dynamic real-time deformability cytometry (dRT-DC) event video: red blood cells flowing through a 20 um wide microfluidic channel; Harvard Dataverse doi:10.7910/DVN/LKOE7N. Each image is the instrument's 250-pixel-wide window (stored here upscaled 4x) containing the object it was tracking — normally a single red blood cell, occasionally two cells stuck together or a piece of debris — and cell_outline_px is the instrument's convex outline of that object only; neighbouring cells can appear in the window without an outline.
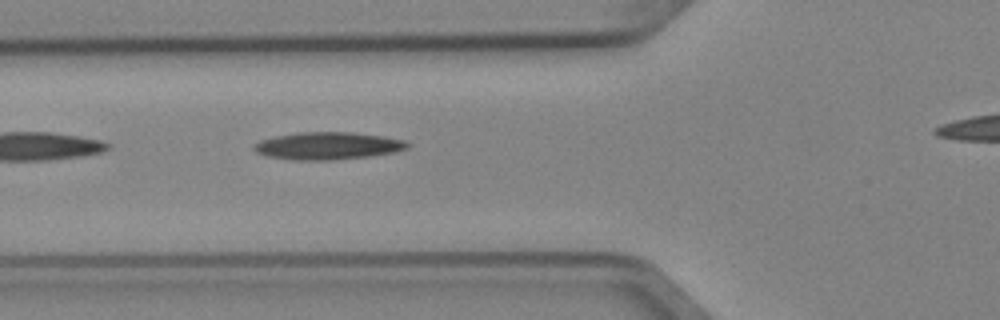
{"species": "Egyptian fruit bat (a non-hibernating species)", "species_latin": "Rousettus aegyptiacus", "temperature_condition": "cold", "stored_images_in_passage": 3, "segment_of_instrument_passage": [1, 2], "camera_frame_rate_fps": 3000, "um_per_image_px": 0.085, "animal": {"sex": "female"}, "frame": {"image": 1, "passage_image": 2, "time_ms": 0.333, "image_size_px": [1000, 320], "cell_outline_px": [[412, 144], [408, 148], [396, 152], [372, 156], [332, 160], [292, 160], [264, 156], [256, 152], [252, 148], [260, 140], [276, 136], [296, 132], [352, 132], [384, 136], [404, 140]], "centroid_in_image_um": [27.89, 12.4], "position_along_channel_um": 97.9, "area_um2": 24.85}}